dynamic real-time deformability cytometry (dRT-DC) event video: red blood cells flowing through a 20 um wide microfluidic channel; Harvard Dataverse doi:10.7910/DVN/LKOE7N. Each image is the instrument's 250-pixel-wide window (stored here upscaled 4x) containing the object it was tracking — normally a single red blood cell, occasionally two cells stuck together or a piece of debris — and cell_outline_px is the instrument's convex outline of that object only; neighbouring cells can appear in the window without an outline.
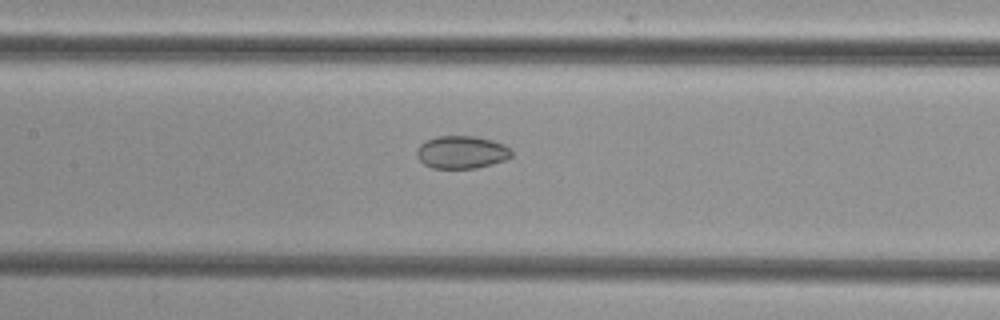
{"species": "common noctule bat (a hibernating species)", "species_latin": "Nyctalus noctula", "temperature_condition": "cold", "stored_images_in_passage": 35, "camera_frame_rate_fps": 3000, "um_per_image_px": 0.085, "animal": {"sex": "female", "body_mass_g": 29.2, "forearm_length_mm": 56.3}, "frame": {"image": 1, "passage_image": 8, "time_ms": 2.333, "image_size_px": [1000, 320], "cell_outline_px": [[512, 156], [504, 160], [492, 164], [476, 168], [432, 168], [424, 164], [416, 156], [416, 152], [420, 144], [436, 136], [476, 136], [492, 140], [504, 144], [512, 152]], "centroid_in_image_um": [39.23, 12.93], "position_along_channel_um": 168.2, "area_um2": 18.03}}
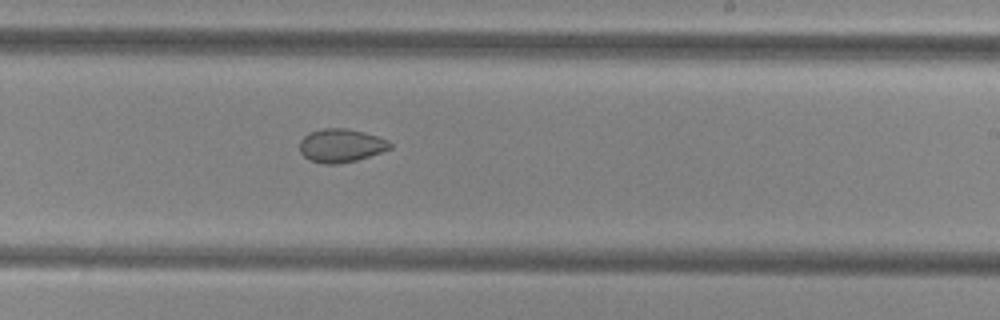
{"frame": {"image": 2, "passage_image": 15, "time_ms": 4.667, "image_size_px": [1000, 320], "cell_outline_px": [[392, 148], [356, 160], [336, 164], [324, 164], [308, 160], [300, 152], [300, 140], [308, 132], [324, 128], [348, 128], [364, 132], [388, 140], [392, 144]], "centroid_in_image_um": [28.96, 12.36], "position_along_channel_um": 260.0, "area_um2": 17.63}}
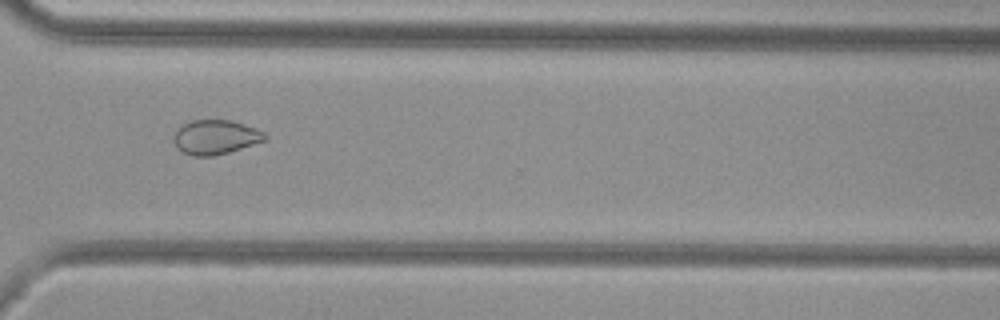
{"frame": {"image": 3, "passage_image": 22, "time_ms": 7.0, "image_size_px": [1000, 320], "cell_outline_px": [[268, 140], [228, 152], [212, 156], [192, 156], [176, 148], [172, 136], [176, 128], [180, 124], [192, 120], [232, 120], [256, 128], [264, 132], [268, 136]], "centroid_in_image_um": [18.3, 11.64], "position_along_channel_um": 352.3, "area_um2": 18.61}}